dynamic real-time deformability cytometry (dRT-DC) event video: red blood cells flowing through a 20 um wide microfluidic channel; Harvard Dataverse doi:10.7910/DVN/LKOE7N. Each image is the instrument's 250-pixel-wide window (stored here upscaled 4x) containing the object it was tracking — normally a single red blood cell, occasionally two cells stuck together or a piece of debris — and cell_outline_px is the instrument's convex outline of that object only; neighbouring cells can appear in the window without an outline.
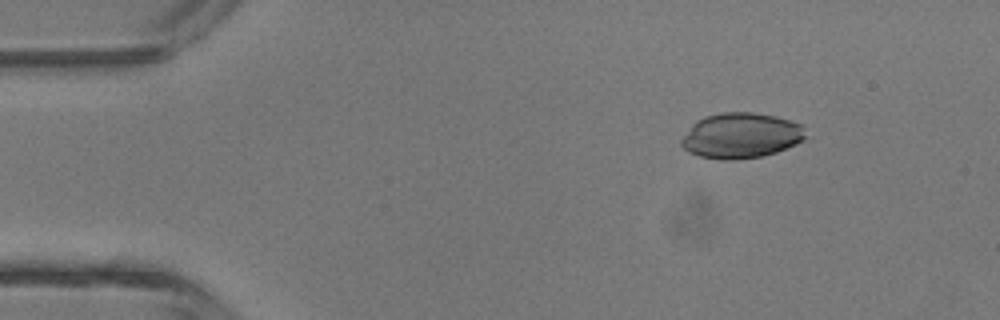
{"species": "common noctule bat (a hibernating species)", "species_latin": "Nyctalus noctula", "temperature_condition": "room temperature", "stored_images_in_passage": 2, "camera_frame_rate_fps": 3000, "um_per_image_px": 0.085, "animal": {"sex": "male", "body_mass_g": 13.3}, "frame": {"image": 1, "passage_image": 1, "time_ms": 0.0, "image_size_px": [1000, 320], "cell_outline_px": [[812, 136], [796, 144], [776, 152], [764, 156], [736, 160], [724, 160], [700, 156], [688, 152], [680, 144], [680, 140], [692, 124], [696, 120], [704, 116], [720, 112], [752, 112], [776, 116], [800, 124]], "centroid_in_image_um": [63.01, 11.52], "position_along_channel_um": 22.0, "area_um2": 33.35}}